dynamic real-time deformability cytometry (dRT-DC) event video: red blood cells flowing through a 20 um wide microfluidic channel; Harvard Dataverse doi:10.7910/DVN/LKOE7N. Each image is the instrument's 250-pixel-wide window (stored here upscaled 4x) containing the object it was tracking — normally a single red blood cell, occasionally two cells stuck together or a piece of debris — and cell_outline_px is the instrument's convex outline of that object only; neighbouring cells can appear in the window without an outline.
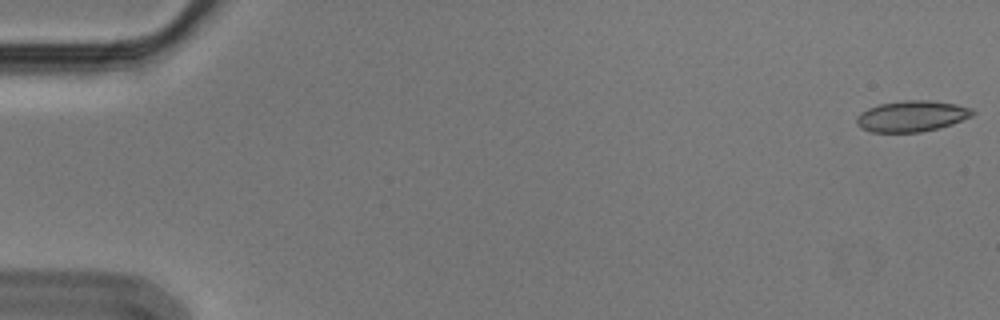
{"species": "Egyptian fruit bat (a non-hibernating species)", "species_latin": "Rousettus aegyptiacus", "temperature_condition": "cold", "stored_images_in_passage": 56, "camera_frame_rate_fps": 3000, "um_per_image_px": 0.085, "animal": {"sex": "male"}, "frame": {"image": 1, "passage_image": 1, "time_ms": 0.0, "image_size_px": [1000, 320], "cell_outline_px": [[976, 112], [972, 116], [952, 124], [920, 132], [872, 132], [856, 124], [856, 116], [860, 112], [868, 108], [880, 104], [904, 100], [928, 100], [956, 104], [972, 108]], "centroid_in_image_um": [77.5, 9.86], "position_along_channel_um": 7.5, "area_um2": 20.87}}
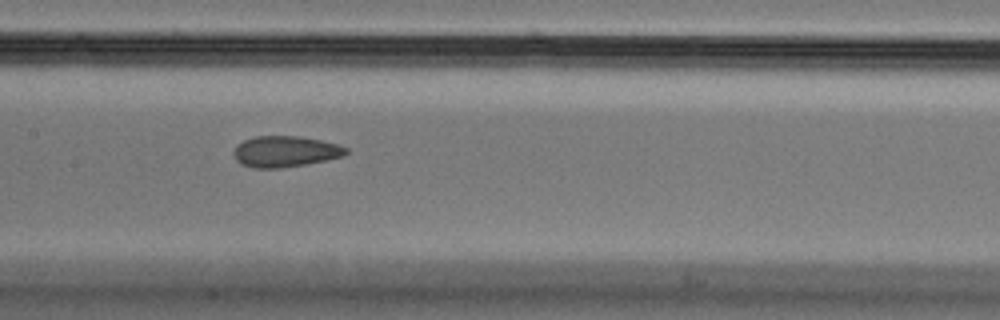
{"frame": {"image": 2, "passage_image": 28, "time_ms": 9.0, "image_size_px": [1000, 320], "cell_outline_px": [[348, 152], [344, 156], [304, 164], [280, 168], [252, 168], [240, 164], [236, 160], [232, 152], [236, 144], [244, 140], [256, 136], [300, 136], [340, 144], [348, 148]], "centroid_in_image_um": [24.22, 12.87], "position_along_channel_um": 183.2, "area_um2": 20.46}}
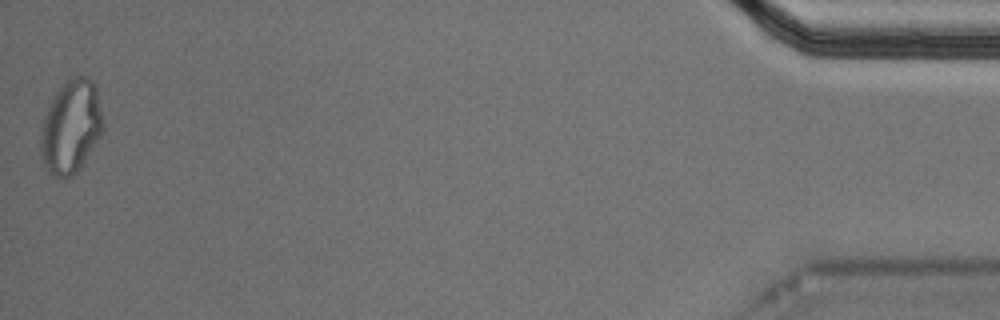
{"frame": {"image": 3, "passage_image": 56, "time_ms": 18.333, "image_size_px": [1000, 320], "cell_outline_px": [[100, 136], [80, 168], [72, 176], [52, 176], [48, 172], [44, 164], [40, 152], [40, 140], [44, 116], [56, 92], [64, 80], [80, 72], [96, 80], [100, 112]], "centroid_in_image_um": [6.01, 10.7], "position_along_channel_um": 429.2, "area_um2": 33.76}, "authors_computed_cell_mechanics": {"area_um2": 20.8947, "velocity_mm_per_s": 3.5852, "shape_relaxation_time_tau1_ms": null, "shape_relaxation_time_tau2_ms": 2.7747, "deformation_change_tau1": null, "deformation_change_tau2": 0.0797}}